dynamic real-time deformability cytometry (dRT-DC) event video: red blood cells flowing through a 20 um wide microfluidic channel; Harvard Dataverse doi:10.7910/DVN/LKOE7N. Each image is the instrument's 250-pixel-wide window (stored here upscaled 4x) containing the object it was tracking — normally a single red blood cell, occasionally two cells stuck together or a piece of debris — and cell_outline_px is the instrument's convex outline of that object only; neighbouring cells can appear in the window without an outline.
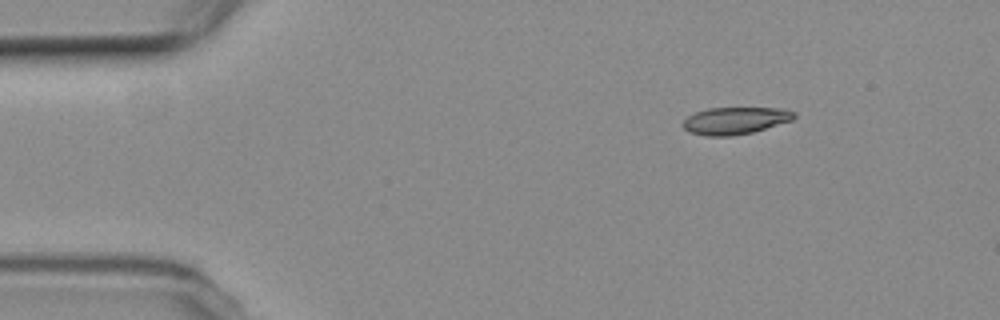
{"species": "common noctule bat (a hibernating species)", "species_latin": "Nyctalus noctula", "temperature_condition": "room temperature", "stored_images_in_passage": 7, "camera_frame_rate_fps": 3000, "um_per_image_px": 0.085, "animal": {"sex": "female", "body_mass_g": 19.3, "forearm_length_mm": 54.1}, "frame": {"image": 1, "passage_image": 1, "time_ms": 0.0, "image_size_px": [1000, 320], "cell_outline_px": [[796, 116], [792, 120], [752, 132], [732, 136], [708, 136], [692, 132], [684, 128], [680, 124], [688, 116], [696, 112], [708, 108], [784, 108], [796, 112]], "centroid_in_image_um": [62.5, 10.24], "position_along_channel_um": 22.5, "area_um2": 17.51}}
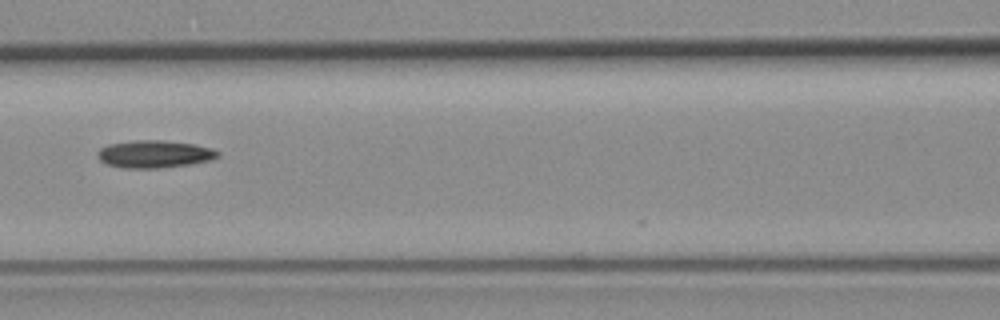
{"frame": {"image": 2, "passage_image": 5, "time_ms": 5.667, "image_size_px": [1000, 320], "cell_outline_px": [[220, 156], [212, 160], [188, 164], [160, 168], [124, 168], [108, 164], [100, 160], [96, 156], [96, 152], [100, 148], [108, 144], [136, 140], [160, 140], [196, 144], [212, 148], [220, 152]], "centroid_in_image_um": [13.13, 13.09], "position_along_channel_um": 153.5, "area_um2": 19.36}}
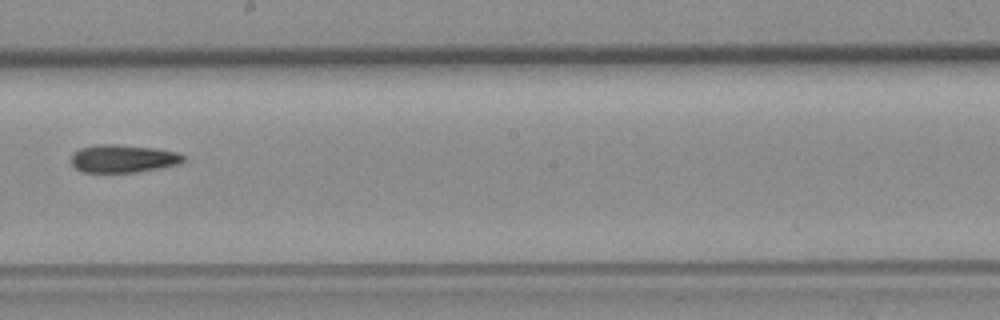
{"frame": {"image": 3, "passage_image": 7, "time_ms": 8.0, "image_size_px": [1000, 320], "cell_outline_px": [[184, 160], [180, 164], [160, 168], [136, 172], [80, 172], [72, 164], [72, 156], [80, 148], [100, 144], [112, 144], [156, 148], [180, 152], [184, 156]], "centroid_in_image_um": [10.51, 13.48], "position_along_channel_um": 237.7, "area_um2": 18.21}}